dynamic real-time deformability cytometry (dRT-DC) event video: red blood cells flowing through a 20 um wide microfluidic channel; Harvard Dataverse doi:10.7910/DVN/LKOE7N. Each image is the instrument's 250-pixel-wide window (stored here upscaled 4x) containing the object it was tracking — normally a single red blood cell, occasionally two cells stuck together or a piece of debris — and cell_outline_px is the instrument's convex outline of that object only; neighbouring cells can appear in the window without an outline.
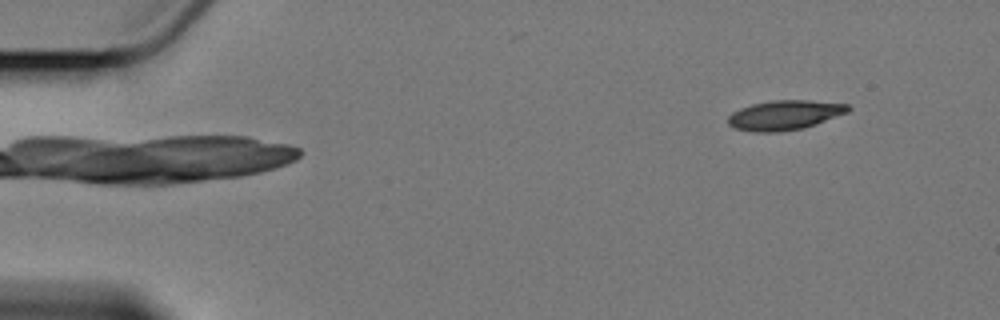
{"species": "Egyptian fruit bat (a non-hibernating species)", "species_latin": "Rousettus aegyptiacus", "temperature_condition": "cold", "stored_images_in_passage": 5, "camera_frame_rate_fps": 3000, "um_per_image_px": 0.085, "animal": {"sex": "female"}, "frame": {"image": 1, "passage_image": 5, "time_ms": 6.0, "image_size_px": [1000, 320], "cell_outline_px": [[852, 108], [848, 112], [816, 124], [800, 128], [776, 132], [756, 132], [736, 128], [728, 124], [728, 116], [732, 112], [740, 108], [752, 104], [772, 100], [808, 100], [848, 104]], "centroid_in_image_um": [66.7, 9.77], "position_along_channel_um": 18.3, "area_um2": 20.58}}